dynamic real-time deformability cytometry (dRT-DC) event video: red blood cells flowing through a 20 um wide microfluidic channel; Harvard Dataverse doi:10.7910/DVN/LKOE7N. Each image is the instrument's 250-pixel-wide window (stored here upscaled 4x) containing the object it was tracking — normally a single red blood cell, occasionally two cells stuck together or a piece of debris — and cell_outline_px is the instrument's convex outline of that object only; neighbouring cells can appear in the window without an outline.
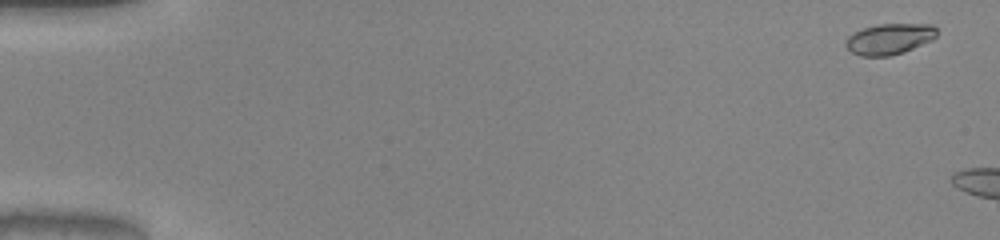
{"species": "common noctule bat (a hibernating species)", "species_latin": "Nyctalus noctula", "temperature_condition": "warm", "stored_images_in_passage": 47, "camera_frame_rate_fps": 3000, "um_per_image_px": 0.085, "animal": {"sex": "male", "body_mass_g": 20.0, "forearm_length_mm": 53.3}, "frame": {"image": 1, "passage_image": 3, "time_ms": 0.667, "image_size_px": [1000, 240], "cell_outline_px": [[936, 36], [932, 40], [904, 52], [888, 56], [860, 56], [852, 52], [844, 44], [848, 36], [864, 28], [876, 24], [932, 24], [936, 28]], "centroid_in_image_um": [75.6, 3.31], "position_along_channel_um": 9.4, "area_um2": 16.3}}
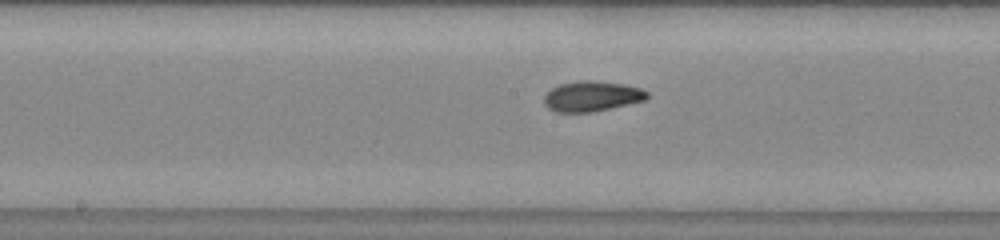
{"frame": {"image": 2, "passage_image": 29, "time_ms": 9.333, "image_size_px": [1000, 240], "cell_outline_px": [[648, 96], [644, 100], [592, 112], [556, 112], [548, 108], [544, 104], [544, 96], [552, 88], [560, 84], [580, 80], [596, 80], [628, 84], [640, 88], [648, 92]], "centroid_in_image_um": [50.3, 8.16], "position_along_channel_um": 197.9, "area_um2": 18.21}}
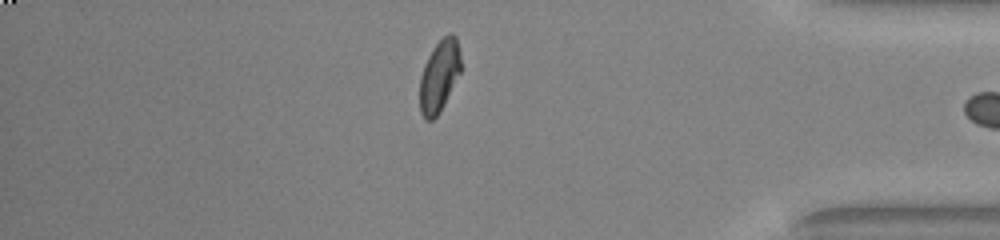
{"frame": {"image": 3, "passage_image": 46, "time_ms": 15.0, "image_size_px": [1000, 240], "cell_outline_px": [[460, 72], [440, 112], [432, 120], [424, 120], [420, 112], [420, 76], [424, 64], [432, 48], [448, 32], [452, 32], [456, 36], [460, 56]], "centroid_in_image_um": [37.32, 6.45], "position_along_channel_um": 397.9, "area_um2": 17.17}}